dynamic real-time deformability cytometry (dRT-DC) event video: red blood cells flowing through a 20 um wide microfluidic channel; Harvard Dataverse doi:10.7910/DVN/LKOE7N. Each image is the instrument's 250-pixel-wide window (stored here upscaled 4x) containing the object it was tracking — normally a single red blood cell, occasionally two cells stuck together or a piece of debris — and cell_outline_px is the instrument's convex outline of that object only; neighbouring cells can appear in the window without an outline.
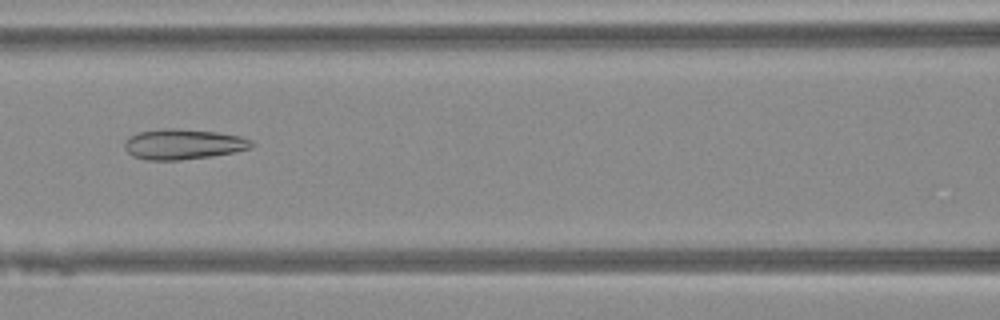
{"species": "Egyptian fruit bat (a non-hibernating species)", "species_latin": "Rousettus aegyptiacus", "temperature_condition": "warm", "stored_images_in_passage": 41, "camera_frame_rate_fps": 3000, "um_per_image_px": 0.085, "animal": {"sex": "female"}, "frame": {"image": 1, "passage_image": 14, "time_ms": 4.333, "image_size_px": [1000, 320], "cell_outline_px": [[252, 144], [248, 148], [236, 152], [212, 156], [180, 160], [148, 160], [132, 156], [124, 148], [124, 140], [128, 136], [136, 132], [164, 128], [176, 128], [216, 132], [240, 136], [252, 140]], "centroid_in_image_um": [15.51, 12.25], "position_along_channel_um": 151.1, "area_um2": 22.6}}
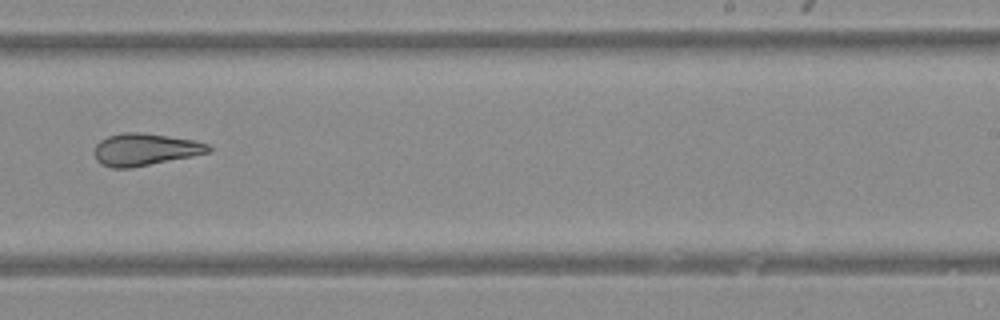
{"frame": {"image": 2, "passage_image": 23, "time_ms": 7.333, "image_size_px": [1000, 320], "cell_outline_px": [[212, 148], [208, 152], [192, 156], [132, 168], [112, 168], [100, 164], [96, 160], [96, 144], [100, 140], [108, 136], [124, 132], [140, 132], [168, 136], [192, 140], [208, 144]], "centroid_in_image_um": [12.3, 12.71], "position_along_channel_um": 276.7, "area_um2": 21.21}}
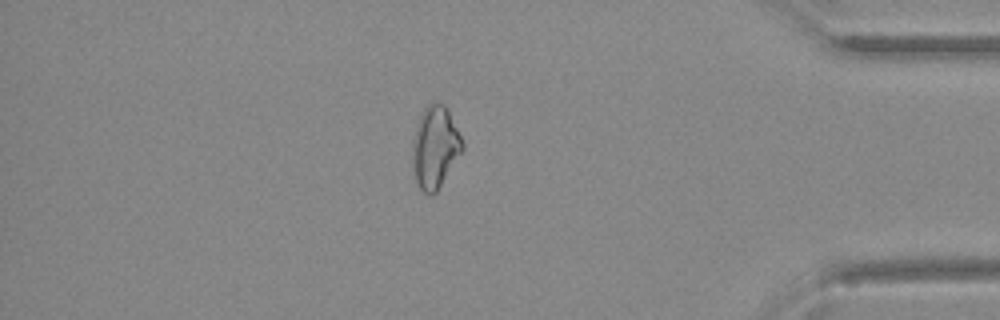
{"frame": {"image": 3, "passage_image": 34, "time_ms": 11.0, "image_size_px": [1000, 320], "cell_outline_px": [[464, 148], [436, 192], [432, 196], [428, 196], [420, 188], [416, 180], [412, 168], [412, 140], [420, 116], [424, 108], [432, 100], [444, 104], [464, 144]], "centroid_in_image_um": [36.95, 12.52], "position_along_channel_um": 398.3, "area_um2": 23.7}}